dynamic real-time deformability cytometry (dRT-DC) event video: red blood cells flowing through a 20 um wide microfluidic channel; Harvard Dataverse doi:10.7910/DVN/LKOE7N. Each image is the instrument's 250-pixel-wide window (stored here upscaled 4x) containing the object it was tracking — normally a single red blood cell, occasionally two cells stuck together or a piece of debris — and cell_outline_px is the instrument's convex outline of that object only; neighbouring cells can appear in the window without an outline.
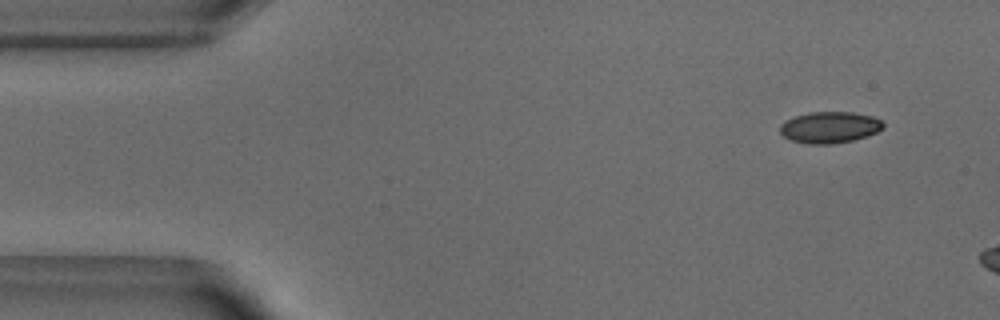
{"species": "common noctule bat (a hibernating species)", "species_latin": "Nyctalus noctula", "temperature_condition": "warm", "stored_images_in_passage": 6, "camera_frame_rate_fps": 3000, "um_per_image_px": 0.085, "animal": {"sex": "male", "body_mass_g": 18.8}, "frame": {"image": 1, "passage_image": 1, "time_ms": 0.0, "image_size_px": [1000, 320], "cell_outline_px": [[884, 128], [868, 136], [852, 140], [832, 144], [808, 144], [788, 140], [780, 132], [780, 124], [784, 120], [808, 112], [852, 112], [872, 116], [880, 120], [884, 124]], "centroid_in_image_um": [70.5, 10.83], "position_along_channel_um": 14.5, "area_um2": 19.02}}